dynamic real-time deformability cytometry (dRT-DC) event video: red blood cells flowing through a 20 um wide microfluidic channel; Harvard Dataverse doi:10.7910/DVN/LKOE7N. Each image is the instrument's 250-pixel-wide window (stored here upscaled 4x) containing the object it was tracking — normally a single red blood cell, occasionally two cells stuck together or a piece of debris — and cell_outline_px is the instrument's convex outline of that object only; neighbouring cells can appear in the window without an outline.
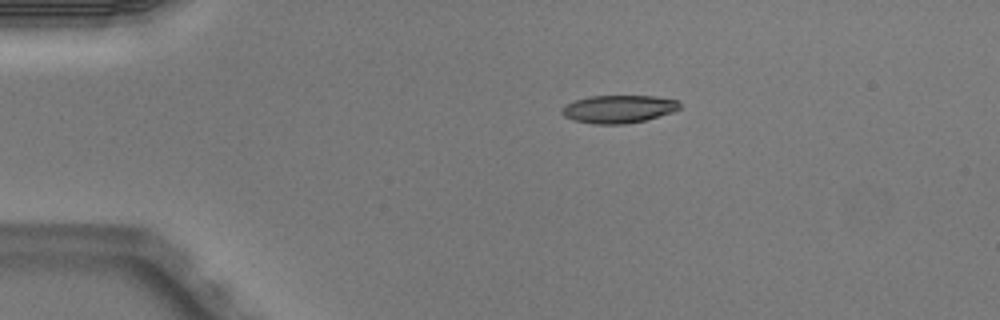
{"species": "Egyptian fruit bat (a non-hibernating species)", "species_latin": "Rousettus aegyptiacus", "temperature_condition": "warm", "stored_images_in_passage": 5, "camera_frame_rate_fps": 3000, "um_per_image_px": 0.085, "animal": {"sex": "male"}, "frame": {"image": 1, "passage_image": 5, "time_ms": 1.333, "image_size_px": [1000, 320], "cell_outline_px": [[680, 108], [672, 112], [644, 120], [624, 124], [592, 124], [572, 120], [564, 116], [560, 112], [564, 104], [588, 96], [656, 96], [676, 100], [680, 104]], "centroid_in_image_um": [52.52, 9.27], "position_along_channel_um": 32.5, "area_um2": 19.13}}